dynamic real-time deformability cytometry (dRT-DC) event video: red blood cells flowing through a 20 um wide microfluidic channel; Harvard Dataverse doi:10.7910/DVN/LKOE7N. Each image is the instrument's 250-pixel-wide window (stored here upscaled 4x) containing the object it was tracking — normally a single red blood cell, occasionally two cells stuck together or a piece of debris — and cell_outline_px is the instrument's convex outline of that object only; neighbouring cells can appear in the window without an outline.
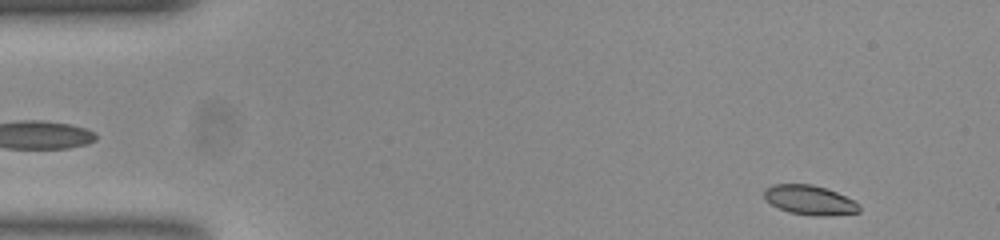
{"species": "common noctule bat (a hibernating species)", "species_latin": "Nyctalus noctula", "temperature_condition": "room temperature", "stored_images_in_passage": 51, "camera_frame_rate_fps": 3000, "um_per_image_px": 0.085, "animal": {"sex": "female", "body_mass_g": 23.0, "forearm_length_mm": 53.4}, "frame": {"image": 1, "passage_image": 3, "time_ms": 0.667, "image_size_px": [1000, 240], "cell_outline_px": [[860, 212], [832, 216], [812, 216], [788, 212], [764, 200], [764, 192], [772, 184], [812, 184], [836, 192], [856, 200], [860, 204]], "centroid_in_image_um": [68.87, 17.02], "position_along_channel_um": 16.1, "area_um2": 16.53}}
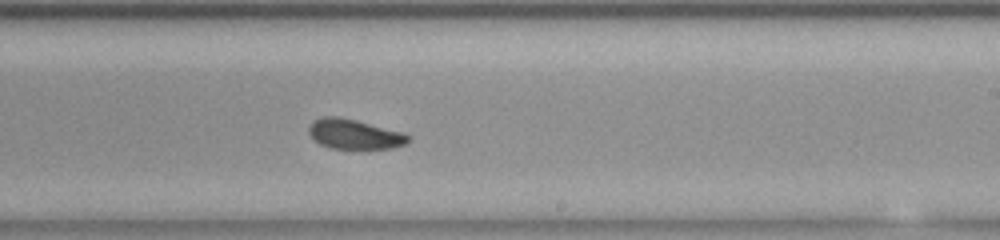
{"frame": {"image": 2, "passage_image": 30, "time_ms": 9.667, "image_size_px": [1000, 240], "cell_outline_px": [[412, 136], [404, 144], [392, 148], [328, 148], [312, 140], [308, 132], [308, 128], [312, 120], [324, 116], [336, 116], [356, 120], [404, 132]], "centroid_in_image_um": [30.08, 11.39], "position_along_channel_um": 258.9, "area_um2": 17.4}}
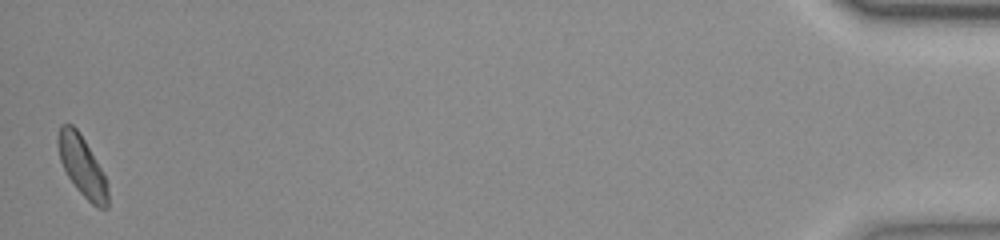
{"frame": {"image": 3, "passage_image": 51, "time_ms": 16.667, "image_size_px": [1000, 240], "cell_outline_px": [[108, 208], [100, 208], [92, 204], [76, 188], [68, 176], [60, 160], [56, 144], [56, 136], [60, 124], [72, 124], [80, 132], [100, 168], [104, 176], [108, 188]], "centroid_in_image_um": [6.94, 14.08], "position_along_channel_um": 428.3, "area_um2": 17.4}, "authors_computed_cell_mechanics": {"area_um2": 17.5134, "velocity_mm_per_s": 3.8116, "shape_relaxation_time_tau1_ms": 5.0762, "shape_relaxation_time_tau2_ms": 3.1191, "deformation_change_tau1": 0.1404, "deformation_change_tau2": 0.0731}}